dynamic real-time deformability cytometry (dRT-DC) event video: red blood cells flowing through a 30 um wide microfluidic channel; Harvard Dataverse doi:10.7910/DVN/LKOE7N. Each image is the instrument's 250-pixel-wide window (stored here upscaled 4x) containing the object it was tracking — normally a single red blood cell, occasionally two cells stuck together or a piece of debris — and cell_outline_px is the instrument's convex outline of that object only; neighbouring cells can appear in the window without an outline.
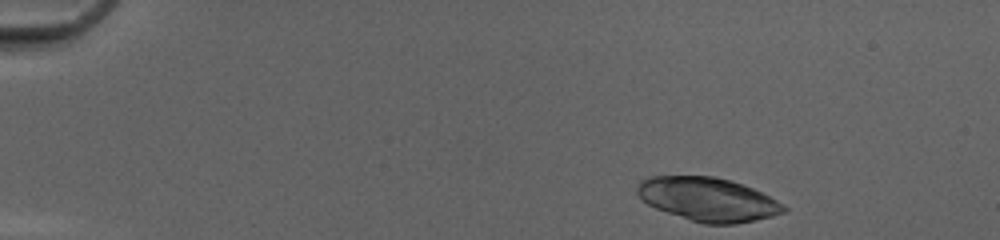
{"species": "common noctule bat (a hibernating species)", "species_latin": "Nyctalus noctula", "temperature_condition": "cold", "stored_images_in_passage": 43, "camera_frame_rate_fps": 3000, "um_per_image_px": 0.085, "animal": {"sex": "female", "body_mass_g": 20.0, "forearm_length_mm": 54.0}, "frame": {"image": 1, "passage_image": 1, "time_ms": 0.0, "image_size_px": [1000, 240], "cell_outline_px": [[788, 208], [784, 212], [772, 216], [756, 220], [736, 224], [704, 224], [656, 208], [648, 204], [636, 192], [636, 184], [640, 180], [648, 176], [712, 176], [732, 180], [752, 188], [784, 204]], "centroid_in_image_um": [60.17, 16.93], "position_along_channel_um": 24.8, "area_um2": 37.17}}